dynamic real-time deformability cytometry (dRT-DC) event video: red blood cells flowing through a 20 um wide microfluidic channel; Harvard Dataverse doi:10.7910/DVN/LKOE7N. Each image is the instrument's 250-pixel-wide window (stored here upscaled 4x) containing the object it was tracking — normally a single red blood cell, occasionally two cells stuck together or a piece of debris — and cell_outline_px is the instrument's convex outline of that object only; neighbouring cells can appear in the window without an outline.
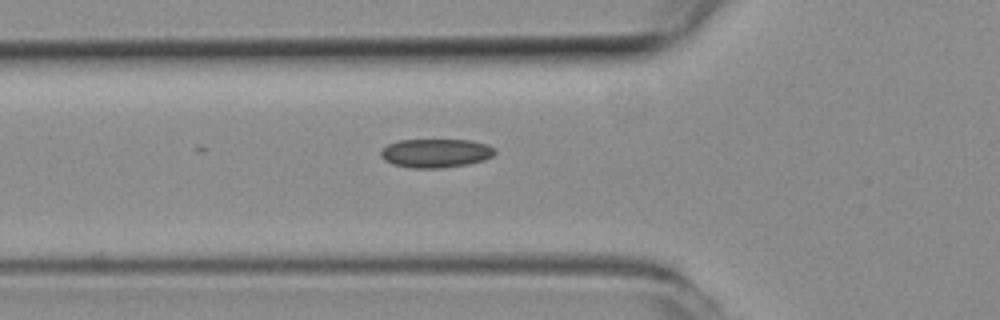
{"species": "common noctule bat (a hibernating species)", "species_latin": "Nyctalus noctula", "temperature_condition": "room temperature", "stored_images_in_passage": 8, "camera_frame_rate_fps": 3000, "um_per_image_px": 0.085, "animal": {"sex": "female", "body_mass_g": 19.3, "forearm_length_mm": 54.1}, "frame": {"image": 1, "passage_image": 2, "time_ms": 0.333, "image_size_px": [1000, 320], "cell_outline_px": [[496, 152], [492, 156], [484, 160], [468, 164], [444, 168], [408, 168], [392, 164], [384, 160], [380, 156], [380, 152], [388, 144], [396, 140], [472, 140], [488, 144]], "centroid_in_image_um": [37.02, 13.02], "position_along_channel_um": 88.8, "area_um2": 19.31}}
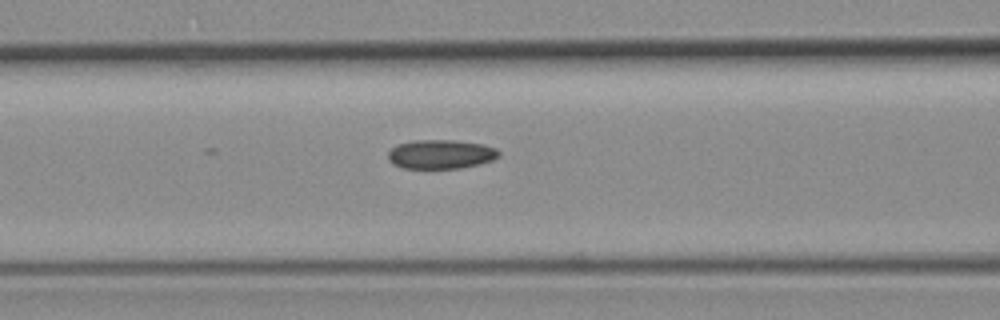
{"frame": {"image": 2, "passage_image": 5, "time_ms": 1.333, "image_size_px": [1000, 320], "cell_outline_px": [[500, 156], [492, 160], [480, 164], [460, 168], [400, 168], [392, 164], [388, 160], [388, 152], [396, 144], [416, 140], [452, 140], [484, 144], [496, 148], [500, 152]], "centroid_in_image_um": [37.46, 13.11], "position_along_channel_um": 129.1, "area_um2": 18.96}}
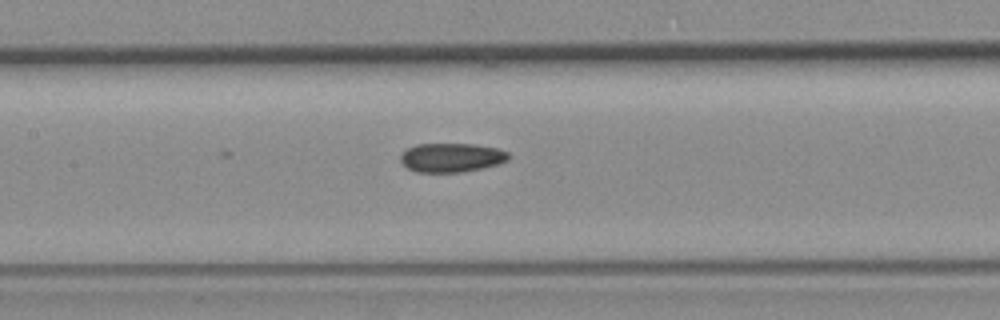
{"frame": {"image": 3, "passage_image": 8, "time_ms": 2.333, "image_size_px": [1000, 320], "cell_outline_px": [[508, 160], [500, 164], [484, 168], [460, 172], [416, 172], [408, 168], [400, 160], [400, 156], [408, 148], [416, 144], [476, 144], [496, 148], [508, 152]], "centroid_in_image_um": [38.39, 13.39], "position_along_channel_um": 169.0, "area_um2": 18.26}}